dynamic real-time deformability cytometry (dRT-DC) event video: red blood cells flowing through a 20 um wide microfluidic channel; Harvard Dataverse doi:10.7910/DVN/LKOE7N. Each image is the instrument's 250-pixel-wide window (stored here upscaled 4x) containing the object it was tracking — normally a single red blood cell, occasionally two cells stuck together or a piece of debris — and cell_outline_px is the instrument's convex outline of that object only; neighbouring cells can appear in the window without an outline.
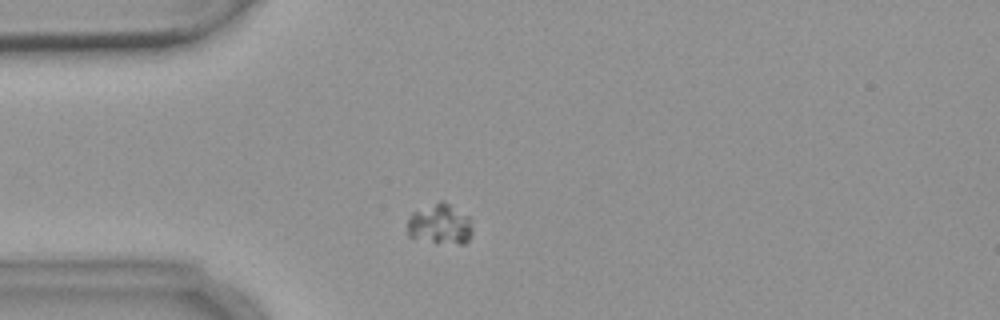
{"species": "common noctule bat (a hibernating species)", "species_latin": "Nyctalus noctula", "temperature_condition": "warm", "stored_images_in_passage": 11, "camera_frame_rate_fps": 3000, "um_per_image_px": 0.085, "animal": {"sex": "female", "body_mass_g": 18.4}, "frame": {"image": 1, "passage_image": 1, "time_ms": 0.0, "image_size_px": [1000, 320], "cell_outline_px": [[472, 232], [468, 240], [464, 244], [436, 244], [408, 236], [408, 220], [412, 212], [440, 200], [444, 200], [468, 216], [472, 220]], "centroid_in_image_um": [37.42, 19.07], "position_along_channel_um": 47.6, "area_um2": 15.66}}
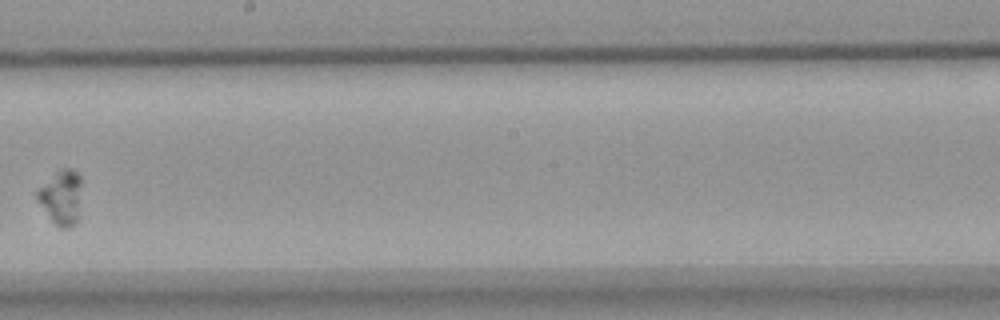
{"frame": {"image": 2, "passage_image": 6, "time_ms": 6.0, "image_size_px": [1000, 320], "cell_outline_px": [[80, 184], [76, 224], [68, 228], [60, 228], [52, 220], [36, 200], [36, 192], [56, 172], [64, 168], [72, 168], [80, 176]], "centroid_in_image_um": [5.19, 16.78], "position_along_channel_um": 243.0, "area_um2": 13.58}}
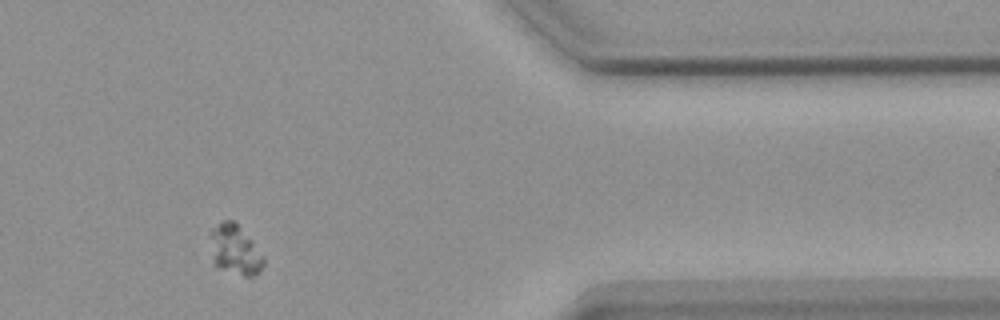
{"frame": {"image": 3, "passage_image": 10, "time_ms": 11.0, "image_size_px": [1000, 320], "cell_outline_px": [[264, 264], [260, 272], [252, 276], [244, 276], [220, 268], [216, 264], [208, 232], [216, 224], [224, 220], [236, 220], [252, 240], [264, 256]], "centroid_in_image_um": [20.0, 21.18], "position_along_channel_um": 391.4, "area_um2": 15.55}}